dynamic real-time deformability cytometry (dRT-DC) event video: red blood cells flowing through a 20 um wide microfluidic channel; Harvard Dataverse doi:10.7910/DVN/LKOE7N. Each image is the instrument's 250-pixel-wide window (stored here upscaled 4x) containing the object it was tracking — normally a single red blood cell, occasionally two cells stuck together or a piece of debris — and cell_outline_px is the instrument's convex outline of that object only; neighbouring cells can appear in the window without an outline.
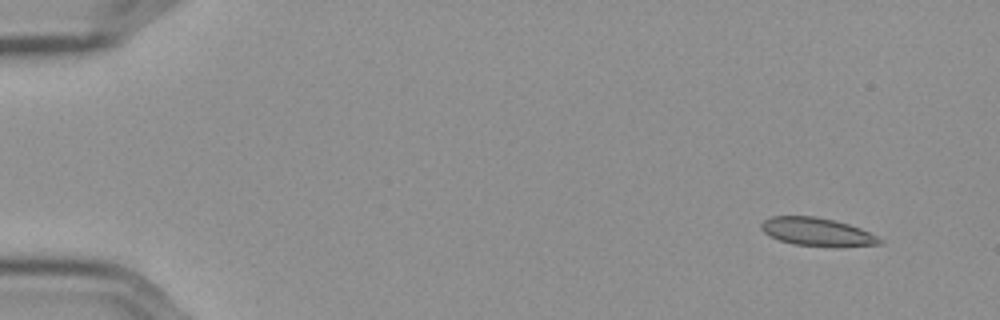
{"species": "Egyptian fruit bat (a non-hibernating species)", "species_latin": "Rousettus aegyptiacus", "temperature_condition": "cold", "stored_images_in_passage": 14, "camera_frame_rate_fps": 3000, "um_per_image_px": 0.085, "frame": {"image": 1, "passage_image": 1, "time_ms": 0.0, "image_size_px": [1000, 320], "cell_outline_px": [[884, 240], [880, 244], [844, 248], [792, 244], [768, 236], [760, 228], [760, 224], [764, 220], [772, 216], [816, 216], [848, 224], [860, 228]], "centroid_in_image_um": [69.46, 19.73], "position_along_channel_um": 15.5, "area_um2": 19.71}}
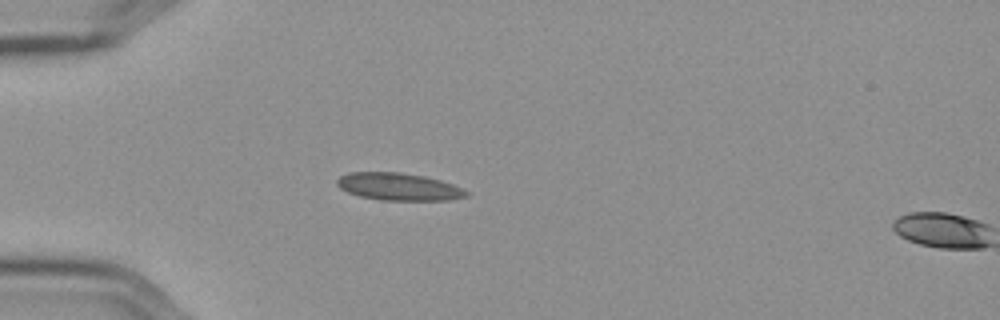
{"frame": {"image": 2, "passage_image": 13, "time_ms": 4.0, "image_size_px": [1000, 320], "cell_outline_px": [[468, 196], [448, 200], [380, 200], [360, 196], [348, 192], [340, 188], [336, 184], [336, 180], [340, 176], [348, 172], [400, 172], [424, 176], [440, 180], [464, 188], [468, 192]], "centroid_in_image_um": [33.88, 15.86], "position_along_channel_um": 51.1, "area_um2": 20.69}}